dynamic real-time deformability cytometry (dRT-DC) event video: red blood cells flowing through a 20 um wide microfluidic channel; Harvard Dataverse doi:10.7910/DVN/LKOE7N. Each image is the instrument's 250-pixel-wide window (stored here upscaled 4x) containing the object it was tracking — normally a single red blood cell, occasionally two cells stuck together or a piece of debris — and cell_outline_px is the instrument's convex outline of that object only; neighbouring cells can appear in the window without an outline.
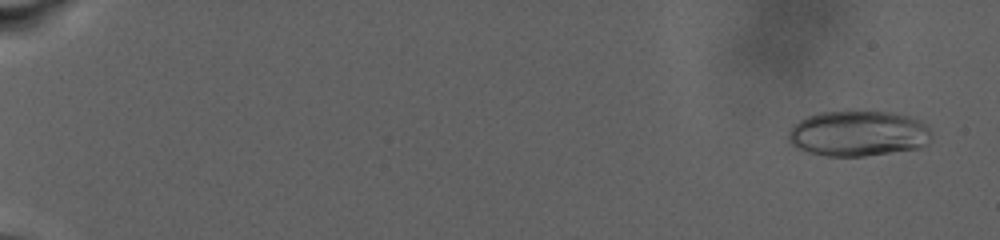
{"species": "human", "species_latin": "Homo sapiens", "temperature_condition": "warm", "stored_images_in_passage": 79, "camera_frame_rate_fps": 3000, "um_per_image_px": 0.085, "donor": {"sex": "male"}, "frame": {"image": 1, "passage_image": 5, "time_ms": 1.333, "image_size_px": [1000, 240], "cell_outline_px": [[932, 132], [928, 144], [920, 148], [864, 156], [828, 156], [808, 152], [796, 148], [788, 140], [788, 132], [800, 120], [808, 116], [820, 112], [888, 112], [912, 116], [920, 120]], "centroid_in_image_um": [72.97, 11.36], "position_along_channel_um": 12.0, "area_um2": 37.92}}
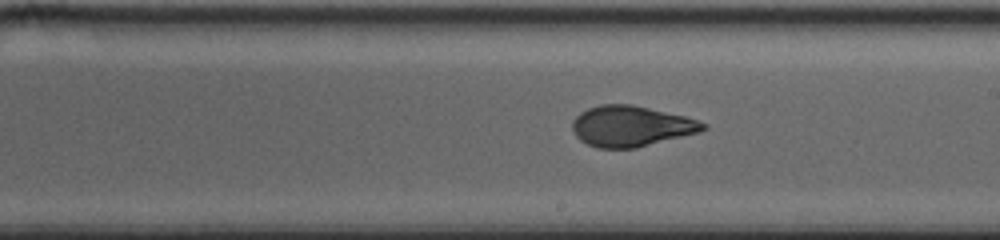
{"frame": {"image": 2, "passage_image": 55, "time_ms": 18.0, "image_size_px": [1000, 240], "cell_outline_px": [[708, 128], [700, 132], [636, 148], [596, 148], [580, 140], [576, 136], [572, 128], [572, 120], [580, 112], [588, 108], [600, 104], [632, 104], [684, 116], [708, 124]], "centroid_in_image_um": [53.63, 10.72], "position_along_channel_um": 235.4, "area_um2": 31.04}}
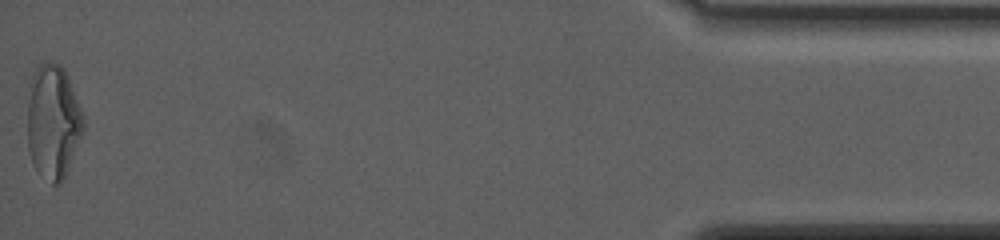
{"frame": {"image": 3, "passage_image": 79, "time_ms": 28.667, "image_size_px": [1000, 240], "cell_outline_px": [[84, 128], [64, 176], [60, 184], [52, 184], [32, 164], [28, 148], [28, 84], [36, 68], [44, 60], [52, 60], [60, 64], [64, 68], [68, 76], [84, 116]], "centroid_in_image_um": [4.49, 10.26], "position_along_channel_um": 430.7, "area_um2": 37.22}, "authors_computed_cell_mechanics": {"area_um2": 31.2698, "velocity_mm_per_s": 2.5487, "shape_relaxation_time_tau1_ms": null, "shape_relaxation_time_tau2_ms": 1.1515, "deformation_change_tau1": null, "deformation_change_tau2": 0.0595}}